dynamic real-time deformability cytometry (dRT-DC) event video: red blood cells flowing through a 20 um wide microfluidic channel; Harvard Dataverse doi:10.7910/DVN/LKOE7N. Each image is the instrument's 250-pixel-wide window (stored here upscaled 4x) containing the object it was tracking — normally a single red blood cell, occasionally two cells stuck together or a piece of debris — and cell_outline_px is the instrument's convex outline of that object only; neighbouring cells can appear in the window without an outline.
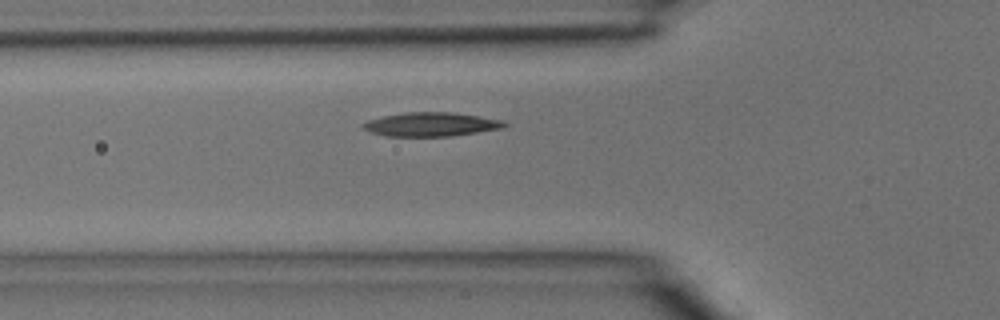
{"species": "common noctule bat (a hibernating species)", "species_latin": "Nyctalus noctula", "temperature_condition": "room temperature", "stored_images_in_passage": 5, "camera_frame_rate_fps": 3000, "um_per_image_px": 0.085, "animal": {"sex": "male", "body_mass_g": 15.6}, "frame": {"image": 1, "passage_image": 5, "time_ms": 1.333, "image_size_px": [1000, 320], "cell_outline_px": [[508, 124], [504, 128], [452, 136], [384, 136], [360, 128], [360, 124], [368, 120], [384, 116], [404, 112], [452, 112], [504, 120]], "centroid_in_image_um": [36.63, 10.57], "position_along_channel_um": 89.2, "area_um2": 19.83}}